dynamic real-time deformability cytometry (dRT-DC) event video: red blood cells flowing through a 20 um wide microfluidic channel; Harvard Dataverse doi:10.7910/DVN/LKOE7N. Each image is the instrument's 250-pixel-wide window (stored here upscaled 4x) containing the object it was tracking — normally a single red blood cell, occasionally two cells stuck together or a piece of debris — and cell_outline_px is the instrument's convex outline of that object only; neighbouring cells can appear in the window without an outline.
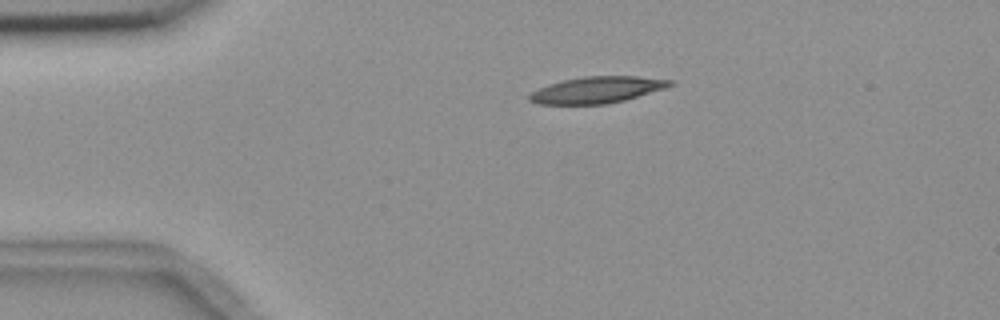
{"species": "common noctule bat (a hibernating species)", "species_latin": "Nyctalus noctula", "temperature_condition": "room temperature", "stored_images_in_passage": 1, "camera_frame_rate_fps": 3000, "um_per_image_px": 0.085, "animal": {"sex": "female", "body_mass_g": 18.4}, "frame": {"image": 1, "passage_image": 1, "time_ms": 0.0, "image_size_px": [1000, 320], "cell_outline_px": [[676, 84], [664, 88], [624, 100], [608, 104], [536, 104], [528, 100], [528, 96], [532, 92], [548, 84], [564, 80], [584, 76], [640, 76], [676, 80]], "centroid_in_image_um": [50.78, 7.63], "position_along_channel_um": 34.2, "area_um2": 21.73}}